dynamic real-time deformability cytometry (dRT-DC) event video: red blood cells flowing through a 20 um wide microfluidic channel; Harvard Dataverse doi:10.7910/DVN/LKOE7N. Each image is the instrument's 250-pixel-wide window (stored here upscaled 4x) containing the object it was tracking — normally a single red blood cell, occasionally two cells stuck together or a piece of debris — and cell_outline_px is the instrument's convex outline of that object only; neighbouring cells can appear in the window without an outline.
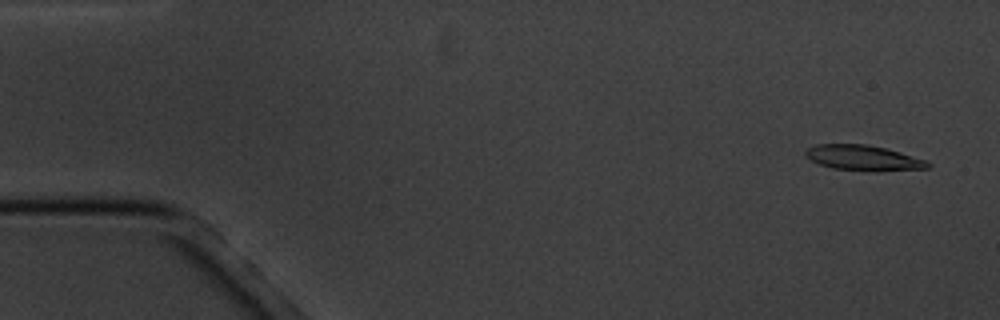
{"species": "common noctule bat (a hibernating species)", "species_latin": "Nyctalus noctula", "temperature_condition": "cold", "stored_images_in_passage": 4, "camera_frame_rate_fps": 3000, "um_per_image_px": 0.085, "animal": {"sex": "male", "body_mass_g": 20.1, "forearm_length_mm": 53.5}, "frame": {"image": 1, "passage_image": 1, "time_ms": 0.0, "image_size_px": [1000, 320], "cell_outline_px": [[932, 164], [928, 168], [876, 172], [832, 168], [820, 164], [812, 160], [804, 152], [808, 148], [816, 144], [868, 144], [900, 152], [928, 160]], "centroid_in_image_um": [73.45, 13.43], "position_along_channel_um": 11.6, "area_um2": 18.15}}
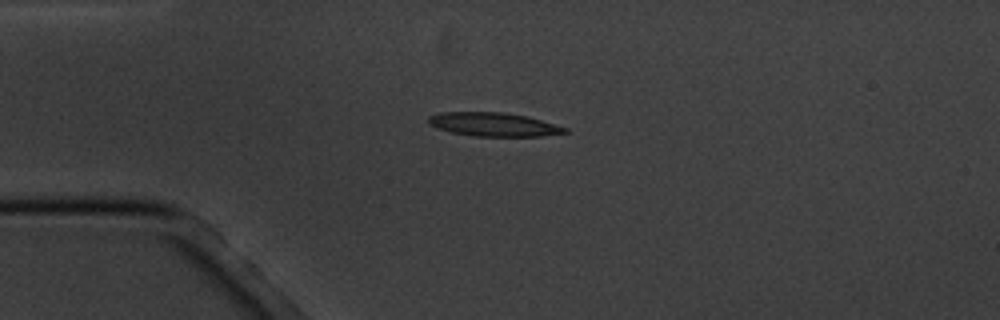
{"frame": {"image": 2, "passage_image": 4, "time_ms": 3.667, "image_size_px": [1000, 320], "cell_outline_px": [[568, 132], [540, 136], [472, 136], [452, 132], [436, 128], [428, 124], [428, 116], [440, 112], [500, 112], [528, 116], [568, 128]], "centroid_in_image_um": [41.92, 10.57], "position_along_channel_um": 43.1, "area_um2": 18.84}}